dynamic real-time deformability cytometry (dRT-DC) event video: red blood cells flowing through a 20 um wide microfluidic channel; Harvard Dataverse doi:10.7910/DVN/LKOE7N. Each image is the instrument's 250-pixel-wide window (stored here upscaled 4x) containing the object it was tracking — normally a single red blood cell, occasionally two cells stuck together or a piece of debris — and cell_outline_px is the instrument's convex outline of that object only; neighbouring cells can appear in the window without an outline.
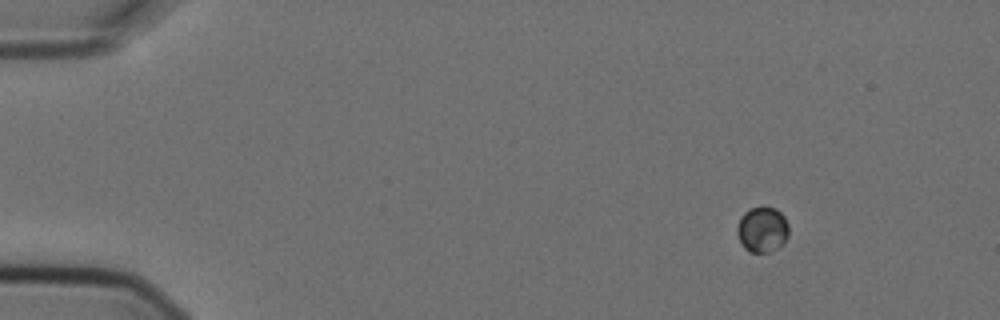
{"species": "Egyptian fruit bat (a non-hibernating species)", "species_latin": "Rousettus aegyptiacus", "temperature_condition": "cold", "stored_images_in_passage": 5, "camera_frame_rate_fps": 3000, "um_per_image_px": 0.085, "animal": {"sex": "female"}, "frame": {"image": 1, "passage_image": 2, "time_ms": 0.333, "image_size_px": [1000, 320], "cell_outline_px": [[788, 236], [776, 248], [768, 252], [752, 252], [744, 248], [736, 232], [736, 228], [740, 216], [744, 212], [760, 204], [776, 208], [784, 216], [788, 224]], "centroid_in_image_um": [64.77, 19.45], "position_along_channel_um": 20.2, "area_um2": 13.81}}
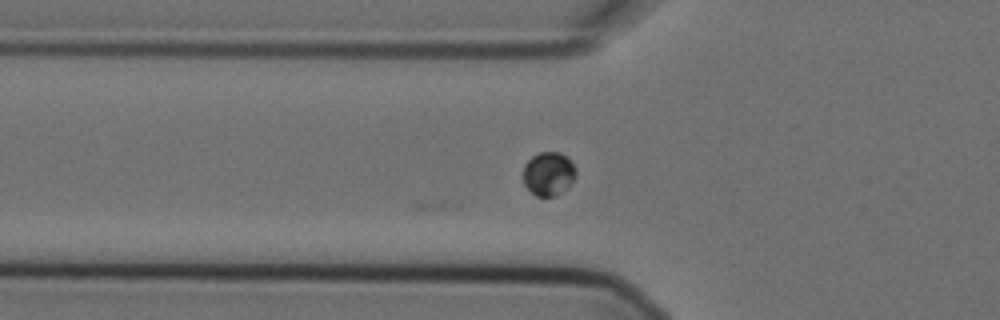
{"frame": {"image": 2, "passage_image": 5, "time_ms": 1.333, "image_size_px": [1000, 320], "cell_outline_px": [[576, 176], [572, 184], [556, 196], [536, 196], [524, 184], [524, 164], [532, 156], [540, 152], [560, 152], [576, 168]], "centroid_in_image_um": [46.63, 14.78], "position_along_channel_um": 79.2, "area_um2": 13.35}}